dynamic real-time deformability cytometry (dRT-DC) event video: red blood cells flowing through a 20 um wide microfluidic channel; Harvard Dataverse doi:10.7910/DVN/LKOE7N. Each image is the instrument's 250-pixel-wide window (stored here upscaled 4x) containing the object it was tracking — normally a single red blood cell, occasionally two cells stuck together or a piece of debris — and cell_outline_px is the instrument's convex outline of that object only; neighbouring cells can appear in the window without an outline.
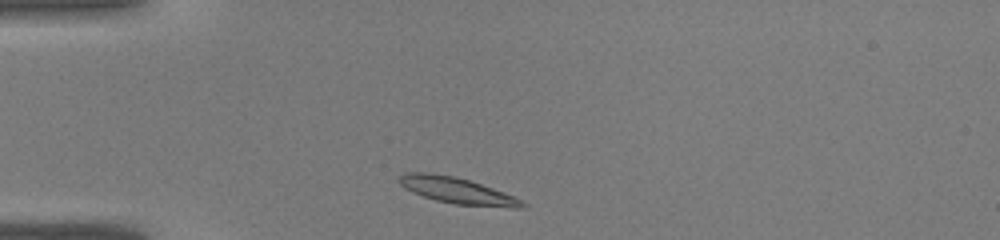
{"species": "common noctule bat (a hibernating species)", "species_latin": "Nyctalus noctula", "temperature_condition": "warm", "stored_images_in_passage": 29, "camera_frame_rate_fps": 3000, "um_per_image_px": 0.085, "animal": {"sex": "male", "body_mass_g": 19.0, "forearm_length_mm": 50.8}, "frame": {"image": 1, "passage_image": 2, "time_ms": 0.333, "image_size_px": [1000, 240], "cell_outline_px": [[528, 204], [524, 208], [512, 208], [456, 204], [436, 200], [412, 192], [404, 188], [396, 180], [404, 172], [432, 172], [452, 176], [468, 180], [504, 192]], "centroid_in_image_um": [38.82, 16.19], "position_along_channel_um": 46.2, "area_um2": 18.73}}
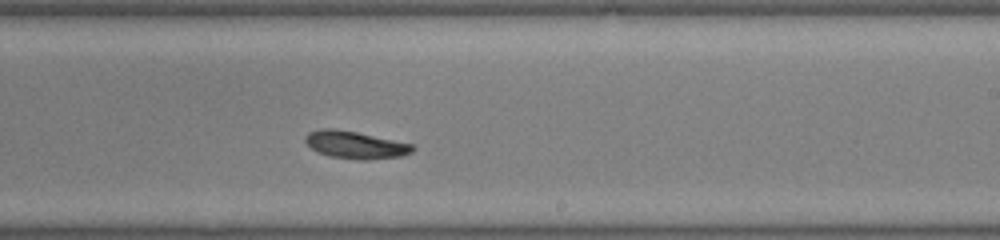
{"frame": {"image": 2, "passage_image": 17, "time_ms": 5.333, "image_size_px": [1000, 240], "cell_outline_px": [[416, 148], [412, 152], [400, 156], [364, 160], [360, 160], [328, 156], [316, 152], [304, 140], [304, 136], [308, 132], [320, 128], [332, 128], [356, 132], [412, 144]], "centroid_in_image_um": [30.16, 12.31], "position_along_channel_um": 258.8, "area_um2": 17.11}}
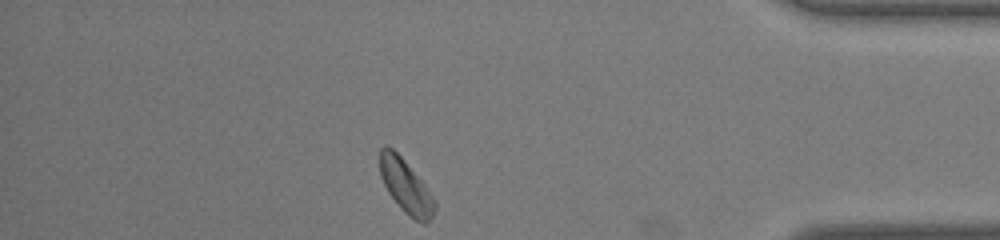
{"frame": {"image": 3, "passage_image": 28, "time_ms": 9.0, "image_size_px": [1000, 240], "cell_outline_px": [[436, 208], [428, 224], [424, 224], [408, 216], [400, 208], [388, 192], [380, 176], [380, 148], [384, 144], [392, 148], [404, 160], [424, 184], [432, 196], [436, 204]], "centroid_in_image_um": [34.48, 15.85], "position_along_channel_um": 400.7, "area_um2": 16.99}}